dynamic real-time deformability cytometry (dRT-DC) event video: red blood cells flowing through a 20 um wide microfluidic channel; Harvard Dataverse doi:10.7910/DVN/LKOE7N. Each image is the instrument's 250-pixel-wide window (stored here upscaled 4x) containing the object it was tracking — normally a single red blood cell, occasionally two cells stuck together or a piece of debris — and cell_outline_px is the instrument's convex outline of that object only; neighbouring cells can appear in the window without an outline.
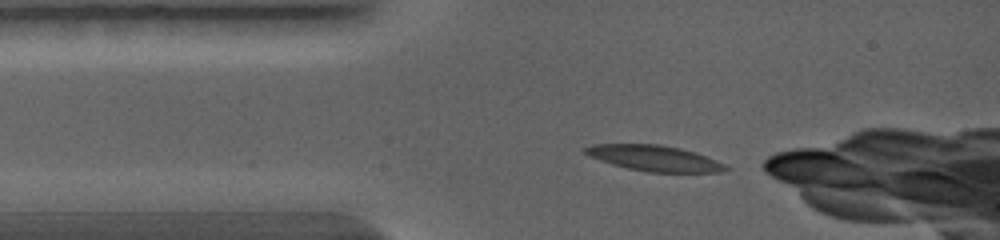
{"species": "common noctule bat (a hibernating species)", "species_latin": "Nyctalus noctula", "temperature_condition": "warm", "stored_images_in_passage": 20, "camera_frame_rate_fps": 5000, "um_per_image_px": 0.085, "animal": {"sex": "female", "body_mass_g": 19.0, "forearm_length_mm": 56.7}, "frame": {"image": 1, "passage_image": 1, "time_ms": 0.0, "image_size_px": [1000, 240], "cell_outline_px": [[728, 168], [720, 172], [648, 172], [628, 168], [612, 164], [588, 156], [584, 152], [584, 148], [592, 144], [660, 144], [680, 148], [696, 152], [716, 160], [724, 164]], "centroid_in_image_um": [55.6, 13.44], "position_along_channel_um": 29.4, "area_um2": 20.92}}
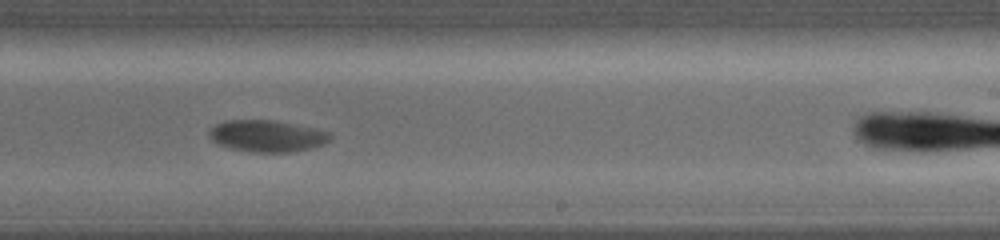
{"frame": {"image": 2, "passage_image": 11, "time_ms": 5.0, "image_size_px": [1000, 240], "cell_outline_px": [[332, 136], [324, 144], [312, 148], [292, 152], [256, 152], [228, 148], [212, 140], [208, 136], [208, 132], [216, 124], [224, 120], [276, 120], [316, 128], [332, 132]], "centroid_in_image_um": [22.73, 11.55], "position_along_channel_um": 266.3, "area_um2": 22.54}}
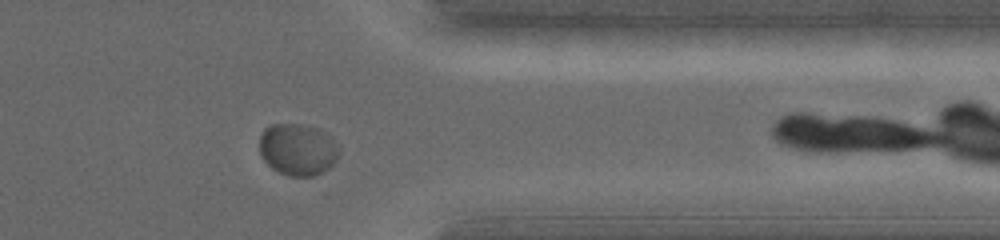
{"frame": {"image": 3, "passage_image": 17, "time_ms": 7.4, "image_size_px": [1000, 240], "cell_outline_px": [[340, 152], [336, 160], [328, 168], [316, 176], [288, 176], [272, 168], [260, 156], [260, 136], [264, 128], [272, 124], [304, 124], [316, 128], [332, 136], [340, 144]], "centroid_in_image_um": [25.34, 12.7], "position_along_channel_um": 386.1, "area_um2": 24.39}}